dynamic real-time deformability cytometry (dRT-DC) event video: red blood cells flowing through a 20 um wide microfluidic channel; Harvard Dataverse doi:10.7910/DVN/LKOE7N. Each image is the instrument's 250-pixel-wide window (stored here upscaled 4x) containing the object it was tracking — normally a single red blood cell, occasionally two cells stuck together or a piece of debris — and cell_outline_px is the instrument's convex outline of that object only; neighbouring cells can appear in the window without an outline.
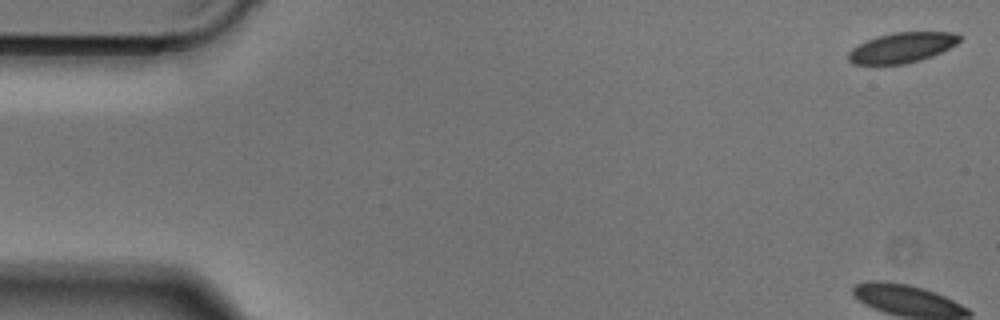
{"species": "Egyptian fruit bat (a non-hibernating species)", "species_latin": "Rousettus aegyptiacus", "temperature_condition": "cold", "stored_images_in_passage": 50, "camera_frame_rate_fps": 3000, "um_per_image_px": 0.085, "animal": {"sex": "male"}, "frame": {"image": 1, "passage_image": 1, "time_ms": 0.0, "image_size_px": [1000, 320], "cell_outline_px": [[960, 40], [956, 44], [932, 56], [920, 60], [904, 64], [856, 64], [848, 60], [848, 52], [852, 48], [876, 36], [892, 32], [956, 32], [960, 36]], "centroid_in_image_um": [76.66, 4.04], "position_along_channel_um": 8.3, "area_um2": 19.42}}